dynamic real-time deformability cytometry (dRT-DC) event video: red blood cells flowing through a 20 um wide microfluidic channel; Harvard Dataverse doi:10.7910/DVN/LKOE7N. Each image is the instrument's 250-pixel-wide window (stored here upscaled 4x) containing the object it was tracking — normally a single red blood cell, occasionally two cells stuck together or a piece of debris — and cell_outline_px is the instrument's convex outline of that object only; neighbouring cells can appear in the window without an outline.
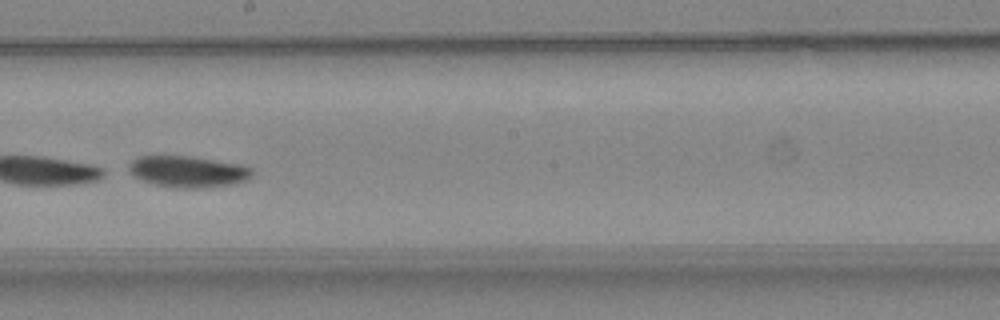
{"species": "common noctule bat (a hibernating species)", "species_latin": "Nyctalus noctula", "temperature_condition": "warm", "stored_images_in_passage": 35, "camera_frame_rate_fps": 3000, "um_per_image_px": 0.085, "animal": {"sex": "female", "body_mass_g": 24.6, "forearm_length_mm": 56.2}, "frame": {"image": 1, "passage_image": 16, "time_ms": 5.0, "image_size_px": [1000, 320], "cell_outline_px": [[252, 176], [248, 180], [232, 184], [200, 188], [180, 188], [156, 184], [132, 176], [128, 172], [128, 164], [132, 160], [140, 156], [188, 156], [240, 164], [252, 168]], "centroid_in_image_um": [15.97, 14.58], "position_along_channel_um": 232.2, "area_um2": 22.43}, "authors_computed_cell_mechanics": {"area_um2": 22.9466, "velocity_mm_per_s": 4.3707, "shape_relaxation_time_tau1_ms": 0.3529, "shape_relaxation_time_tau2_ms": null, "deformation_change_tau1": 0.2233, "deformation_change_tau2": null}}